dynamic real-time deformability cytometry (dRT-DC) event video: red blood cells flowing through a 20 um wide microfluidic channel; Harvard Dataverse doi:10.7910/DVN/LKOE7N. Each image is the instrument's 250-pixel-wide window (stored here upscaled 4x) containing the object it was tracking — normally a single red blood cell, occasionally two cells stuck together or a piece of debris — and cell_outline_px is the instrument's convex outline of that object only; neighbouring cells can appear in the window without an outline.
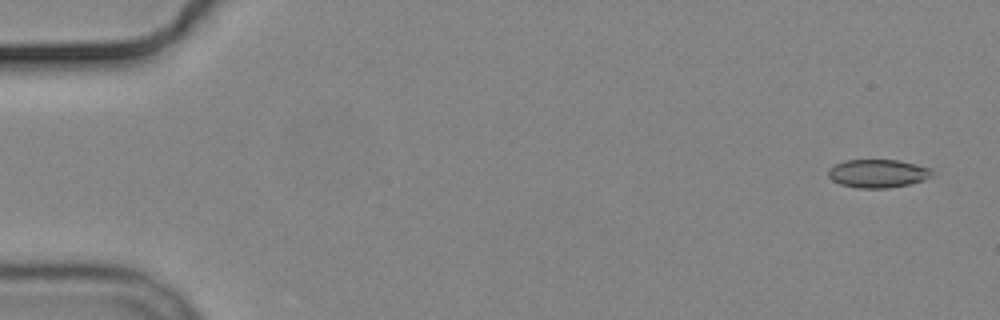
{"species": "common noctule bat (a hibernating species)", "species_latin": "Nyctalus noctula", "temperature_condition": "cold", "stored_images_in_passage": 5, "camera_frame_rate_fps": 3000, "um_per_image_px": 0.085, "animal": {"sex": "male", "body_mass_g": 19.2, "forearm_length_mm": 51.8}, "frame": {"image": 1, "passage_image": 1, "time_ms": 0.0, "image_size_px": [1000, 320], "cell_outline_px": [[936, 176], [924, 180], [908, 184], [888, 188], [856, 188], [840, 184], [832, 180], [828, 176], [828, 168], [844, 160], [900, 160], [932, 168], [936, 172]], "centroid_in_image_um": [74.67, 14.74], "position_along_channel_um": 10.3, "area_um2": 17.46}}
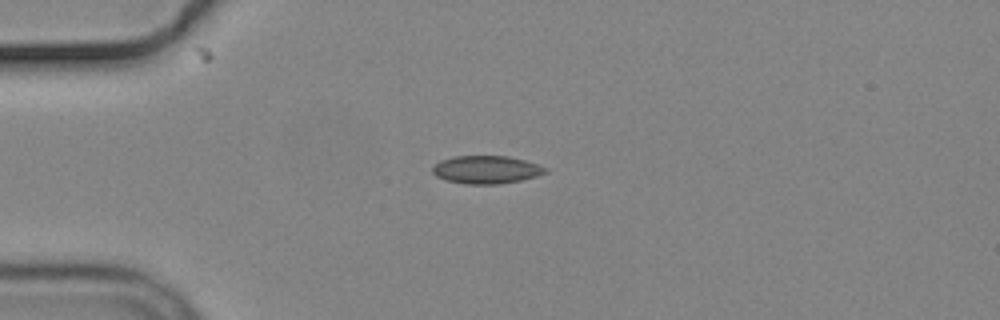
{"frame": {"image": 2, "passage_image": 4, "time_ms": 4.0, "image_size_px": [1000, 320], "cell_outline_px": [[548, 172], [536, 176], [520, 180], [500, 184], [464, 184], [444, 180], [436, 176], [432, 172], [432, 168], [440, 160], [452, 156], [508, 156], [524, 160], [548, 168]], "centroid_in_image_um": [41.31, 14.42], "position_along_channel_um": 43.7, "area_um2": 18.44}}